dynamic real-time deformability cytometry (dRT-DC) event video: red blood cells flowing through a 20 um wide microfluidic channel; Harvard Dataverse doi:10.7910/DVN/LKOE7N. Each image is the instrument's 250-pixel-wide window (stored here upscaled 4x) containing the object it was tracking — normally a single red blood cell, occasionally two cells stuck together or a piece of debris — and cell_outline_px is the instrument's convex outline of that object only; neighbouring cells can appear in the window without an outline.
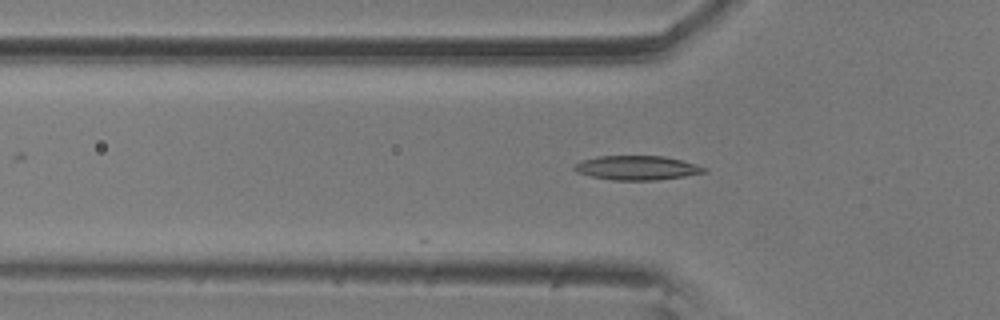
{"species": "common noctule bat (a hibernating species)", "species_latin": "Nyctalus noctula", "temperature_condition": "room temperature", "stored_images_in_passage": 2, "camera_frame_rate_fps": 3000, "um_per_image_px": 0.085, "animal": {"sex": "male", "body_mass_g": 20.5, "forearm_length_mm": 52.5}, "frame": {"image": 1, "passage_image": 2, "time_ms": 0.333, "image_size_px": [1000, 320], "cell_outline_px": [[708, 172], [684, 176], [656, 180], [612, 180], [592, 176], [576, 172], [572, 168], [580, 160], [600, 156], [664, 156], [696, 164], [708, 168]], "centroid_in_image_um": [54.15, 14.26], "position_along_channel_um": 71.6, "area_um2": 18.32}}